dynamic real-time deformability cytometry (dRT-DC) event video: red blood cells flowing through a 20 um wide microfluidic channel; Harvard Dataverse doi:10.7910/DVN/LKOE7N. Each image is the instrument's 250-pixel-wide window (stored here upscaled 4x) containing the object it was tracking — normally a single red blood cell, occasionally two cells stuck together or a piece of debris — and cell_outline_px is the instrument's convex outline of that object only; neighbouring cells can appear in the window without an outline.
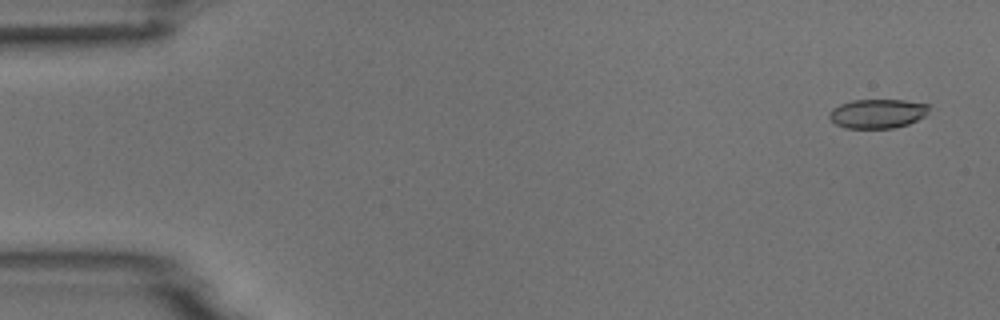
{"species": "common noctule bat (a hibernating species)", "species_latin": "Nyctalus noctula", "temperature_condition": "room temperature", "stored_images_in_passage": 4, "camera_frame_rate_fps": 3000, "um_per_image_px": 0.085, "animal": {"sex": "male", "body_mass_g": 18.8}, "frame": {"image": 1, "passage_image": 1, "time_ms": 0.0, "image_size_px": [1000, 320], "cell_outline_px": [[928, 112], [924, 116], [908, 124], [892, 128], [844, 128], [836, 124], [828, 116], [828, 112], [832, 108], [840, 104], [852, 100], [904, 100], [928, 104]], "centroid_in_image_um": [74.55, 9.65], "position_along_channel_um": 10.4, "area_um2": 16.94}}
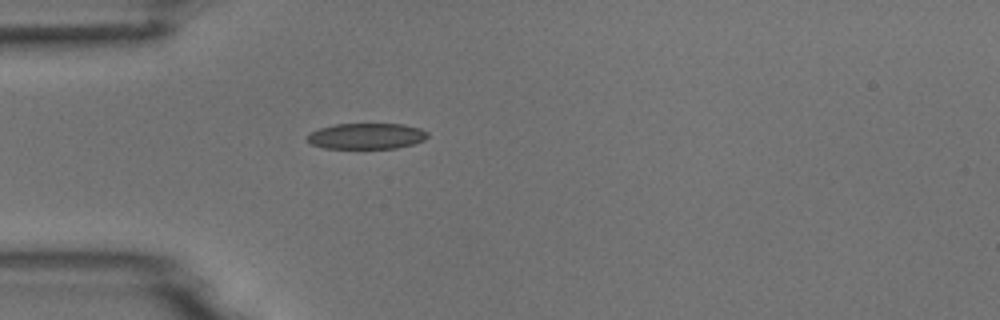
{"frame": {"image": 2, "passage_image": 4, "time_ms": 4.333, "image_size_px": [1000, 320], "cell_outline_px": [[428, 136], [424, 140], [412, 144], [396, 148], [324, 148], [312, 144], [308, 140], [308, 132], [320, 128], [336, 124], [404, 124], [420, 128], [428, 132]], "centroid_in_image_um": [31.16, 11.56], "position_along_channel_um": 53.8, "area_um2": 18.09}}